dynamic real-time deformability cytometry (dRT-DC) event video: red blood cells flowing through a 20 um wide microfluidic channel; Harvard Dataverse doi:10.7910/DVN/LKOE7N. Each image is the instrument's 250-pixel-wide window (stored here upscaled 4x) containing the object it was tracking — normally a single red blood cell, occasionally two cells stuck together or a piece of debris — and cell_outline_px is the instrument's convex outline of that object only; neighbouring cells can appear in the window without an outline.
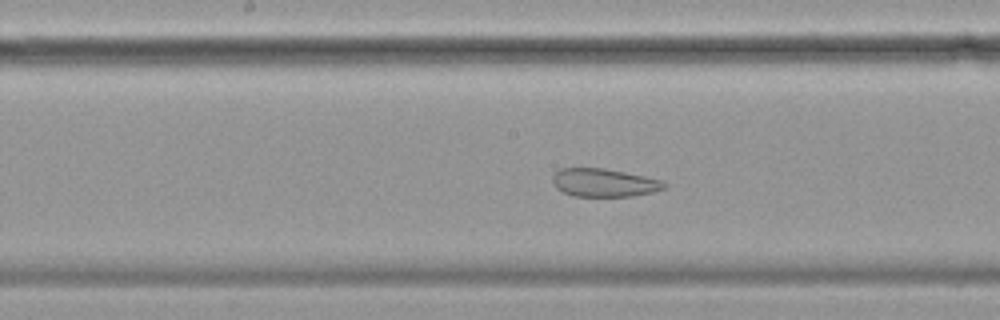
{"species": "common noctule bat (a hibernating species)", "species_latin": "Nyctalus noctula", "temperature_condition": "cold", "stored_images_in_passage": 42, "segment_of_instrument_passage": [1, 2], "camera_frame_rate_fps": 3000, "um_per_image_px": 0.085, "animal": {"sex": "female", "body_mass_g": 19.9}, "frame": {"image": 1, "passage_image": 12, "time_ms": 3.667, "image_size_px": [1000, 320], "cell_outline_px": [[668, 184], [664, 188], [652, 192], [632, 196], [572, 196], [556, 188], [552, 180], [552, 176], [560, 168], [604, 168], [644, 176], [660, 180]], "centroid_in_image_um": [51.32, 15.53], "position_along_channel_um": 196.9, "area_um2": 18.21}}
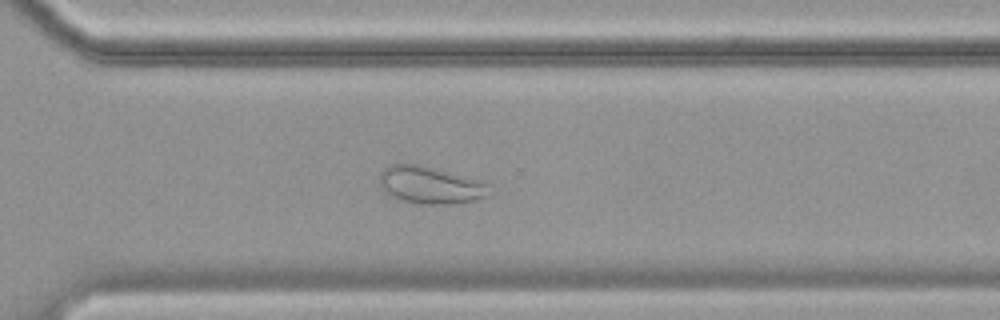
{"frame": {"image": 2, "passage_image": 24, "time_ms": 7.667, "image_size_px": [1000, 320], "cell_outline_px": [[496, 192], [488, 196], [476, 200], [456, 204], [424, 204], [404, 200], [388, 196], [384, 192], [380, 184], [380, 172], [384, 168], [392, 164], [420, 164], [484, 180]], "centroid_in_image_um": [36.67, 15.73], "position_along_channel_um": 333.9, "area_um2": 24.51}}
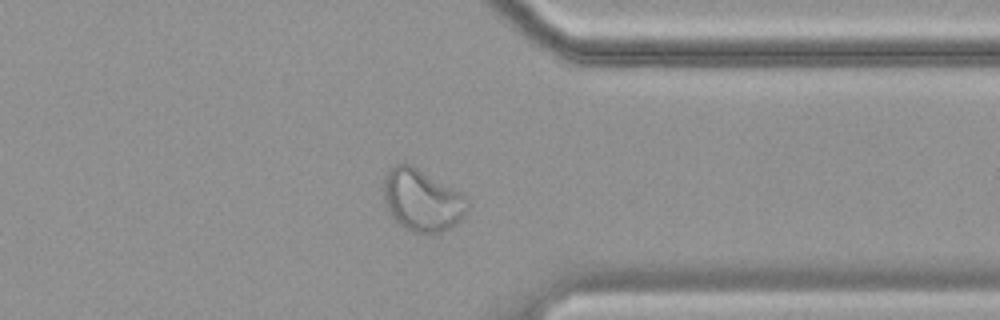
{"frame": {"image": 3, "passage_image": 28, "time_ms": 9.0, "image_size_px": [1000, 320], "cell_outline_px": [[468, 208], [464, 216], [456, 224], [440, 232], [412, 232], [400, 224], [388, 212], [384, 200], [384, 176], [396, 164], [404, 160], [412, 164], [468, 196]], "centroid_in_image_um": [35.88, 16.98], "position_along_channel_um": 375.5, "area_um2": 30.46}}